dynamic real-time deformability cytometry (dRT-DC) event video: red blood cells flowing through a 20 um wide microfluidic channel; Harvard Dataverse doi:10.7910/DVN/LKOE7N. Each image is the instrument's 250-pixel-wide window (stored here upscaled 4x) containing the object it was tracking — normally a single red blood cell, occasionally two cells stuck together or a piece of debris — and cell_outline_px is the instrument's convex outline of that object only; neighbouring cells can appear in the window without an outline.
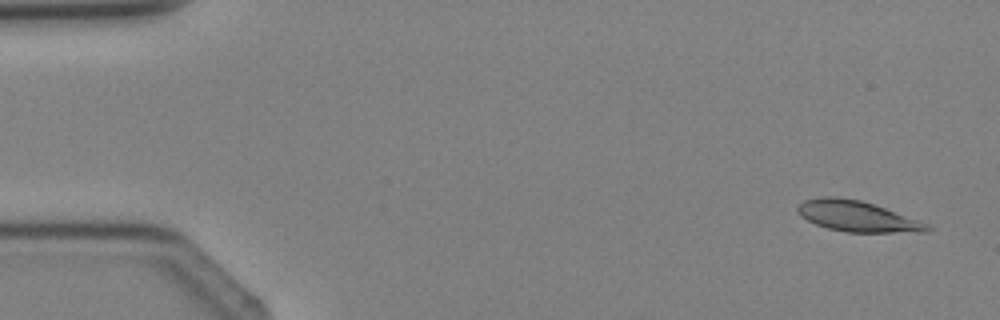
{"species": "Egyptian fruit bat (a non-hibernating species)", "species_latin": "Rousettus aegyptiacus", "temperature_condition": "cold", "stored_images_in_passage": 5, "camera_frame_rate_fps": 3000, "um_per_image_px": 0.085, "animal": {"sex": "female"}, "frame": {"image": 1, "passage_image": 5, "time_ms": 4.667, "image_size_px": [1000, 320], "cell_outline_px": [[932, 228], [928, 232], [844, 232], [828, 228], [816, 224], [800, 216], [796, 208], [804, 200], [824, 196], [836, 196], [860, 200], [884, 208], [928, 224]], "centroid_in_image_um": [72.83, 18.38], "position_along_channel_um": 12.2, "area_um2": 22.89}}